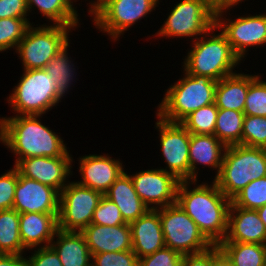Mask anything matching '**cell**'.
<instances>
[{
    "label": "cell",
    "mask_w": 266,
    "mask_h": 266,
    "mask_svg": "<svg viewBox=\"0 0 266 266\" xmlns=\"http://www.w3.org/2000/svg\"><path fill=\"white\" fill-rule=\"evenodd\" d=\"M28 9L26 0H0V19L26 18Z\"/></svg>",
    "instance_id": "60d3db41"
},
{
    "label": "cell",
    "mask_w": 266,
    "mask_h": 266,
    "mask_svg": "<svg viewBox=\"0 0 266 266\" xmlns=\"http://www.w3.org/2000/svg\"><path fill=\"white\" fill-rule=\"evenodd\" d=\"M240 1H242V0H228V8L235 6V4L236 3L238 4V2H240Z\"/></svg>",
    "instance_id": "c3c4849f"
},
{
    "label": "cell",
    "mask_w": 266,
    "mask_h": 266,
    "mask_svg": "<svg viewBox=\"0 0 266 266\" xmlns=\"http://www.w3.org/2000/svg\"><path fill=\"white\" fill-rule=\"evenodd\" d=\"M29 26L26 18L0 19V51L18 46Z\"/></svg>",
    "instance_id": "d6a6232c"
},
{
    "label": "cell",
    "mask_w": 266,
    "mask_h": 266,
    "mask_svg": "<svg viewBox=\"0 0 266 266\" xmlns=\"http://www.w3.org/2000/svg\"><path fill=\"white\" fill-rule=\"evenodd\" d=\"M243 113L266 117V82L259 76L249 85Z\"/></svg>",
    "instance_id": "e575fe53"
},
{
    "label": "cell",
    "mask_w": 266,
    "mask_h": 266,
    "mask_svg": "<svg viewBox=\"0 0 266 266\" xmlns=\"http://www.w3.org/2000/svg\"><path fill=\"white\" fill-rule=\"evenodd\" d=\"M60 193L45 184L22 176L18 181L12 209L22 213H58Z\"/></svg>",
    "instance_id": "5bb4252c"
},
{
    "label": "cell",
    "mask_w": 266,
    "mask_h": 266,
    "mask_svg": "<svg viewBox=\"0 0 266 266\" xmlns=\"http://www.w3.org/2000/svg\"><path fill=\"white\" fill-rule=\"evenodd\" d=\"M104 196L116 204L128 224L149 210L136 193L131 177L125 172L109 187Z\"/></svg>",
    "instance_id": "7402d4cb"
},
{
    "label": "cell",
    "mask_w": 266,
    "mask_h": 266,
    "mask_svg": "<svg viewBox=\"0 0 266 266\" xmlns=\"http://www.w3.org/2000/svg\"><path fill=\"white\" fill-rule=\"evenodd\" d=\"M20 213L15 209L0 211V254L22 255L19 229Z\"/></svg>",
    "instance_id": "484cf974"
},
{
    "label": "cell",
    "mask_w": 266,
    "mask_h": 266,
    "mask_svg": "<svg viewBox=\"0 0 266 266\" xmlns=\"http://www.w3.org/2000/svg\"><path fill=\"white\" fill-rule=\"evenodd\" d=\"M185 76L170 87L159 106L157 116L169 122H181L191 112L215 103L217 81L202 75Z\"/></svg>",
    "instance_id": "277c9868"
},
{
    "label": "cell",
    "mask_w": 266,
    "mask_h": 266,
    "mask_svg": "<svg viewBox=\"0 0 266 266\" xmlns=\"http://www.w3.org/2000/svg\"><path fill=\"white\" fill-rule=\"evenodd\" d=\"M227 230L228 232L222 242L266 245V228L256 210L237 207L231 202L228 211Z\"/></svg>",
    "instance_id": "e0dca14e"
},
{
    "label": "cell",
    "mask_w": 266,
    "mask_h": 266,
    "mask_svg": "<svg viewBox=\"0 0 266 266\" xmlns=\"http://www.w3.org/2000/svg\"><path fill=\"white\" fill-rule=\"evenodd\" d=\"M242 145L266 149V117L245 115Z\"/></svg>",
    "instance_id": "836d02e7"
},
{
    "label": "cell",
    "mask_w": 266,
    "mask_h": 266,
    "mask_svg": "<svg viewBox=\"0 0 266 266\" xmlns=\"http://www.w3.org/2000/svg\"><path fill=\"white\" fill-rule=\"evenodd\" d=\"M184 255L164 247L138 259V266H181Z\"/></svg>",
    "instance_id": "74e56055"
},
{
    "label": "cell",
    "mask_w": 266,
    "mask_h": 266,
    "mask_svg": "<svg viewBox=\"0 0 266 266\" xmlns=\"http://www.w3.org/2000/svg\"><path fill=\"white\" fill-rule=\"evenodd\" d=\"M91 255L132 250L130 225L103 226L91 223L83 231Z\"/></svg>",
    "instance_id": "ffe728a7"
},
{
    "label": "cell",
    "mask_w": 266,
    "mask_h": 266,
    "mask_svg": "<svg viewBox=\"0 0 266 266\" xmlns=\"http://www.w3.org/2000/svg\"><path fill=\"white\" fill-rule=\"evenodd\" d=\"M266 176V149L244 145L227 146L214 182L232 200L243 188Z\"/></svg>",
    "instance_id": "3957f363"
},
{
    "label": "cell",
    "mask_w": 266,
    "mask_h": 266,
    "mask_svg": "<svg viewBox=\"0 0 266 266\" xmlns=\"http://www.w3.org/2000/svg\"><path fill=\"white\" fill-rule=\"evenodd\" d=\"M80 159L81 164L79 168L83 181L77 183L98 191L103 195L124 172L120 161L108 156L89 155L83 156Z\"/></svg>",
    "instance_id": "ac0fdd59"
},
{
    "label": "cell",
    "mask_w": 266,
    "mask_h": 266,
    "mask_svg": "<svg viewBox=\"0 0 266 266\" xmlns=\"http://www.w3.org/2000/svg\"><path fill=\"white\" fill-rule=\"evenodd\" d=\"M160 145L169 173L180 181H190L189 143L191 133L180 122H169L158 116Z\"/></svg>",
    "instance_id": "8fae6325"
},
{
    "label": "cell",
    "mask_w": 266,
    "mask_h": 266,
    "mask_svg": "<svg viewBox=\"0 0 266 266\" xmlns=\"http://www.w3.org/2000/svg\"><path fill=\"white\" fill-rule=\"evenodd\" d=\"M91 223L103 226H118L127 224L116 204L104 195L97 208L94 210Z\"/></svg>",
    "instance_id": "d590c367"
},
{
    "label": "cell",
    "mask_w": 266,
    "mask_h": 266,
    "mask_svg": "<svg viewBox=\"0 0 266 266\" xmlns=\"http://www.w3.org/2000/svg\"><path fill=\"white\" fill-rule=\"evenodd\" d=\"M0 266H26V259L21 255L0 254Z\"/></svg>",
    "instance_id": "ee69618b"
},
{
    "label": "cell",
    "mask_w": 266,
    "mask_h": 266,
    "mask_svg": "<svg viewBox=\"0 0 266 266\" xmlns=\"http://www.w3.org/2000/svg\"><path fill=\"white\" fill-rule=\"evenodd\" d=\"M55 235L58 237L57 242H51L50 246L57 253L63 266H91L89 262L92 255L82 232L58 229Z\"/></svg>",
    "instance_id": "d4e9b609"
},
{
    "label": "cell",
    "mask_w": 266,
    "mask_h": 266,
    "mask_svg": "<svg viewBox=\"0 0 266 266\" xmlns=\"http://www.w3.org/2000/svg\"><path fill=\"white\" fill-rule=\"evenodd\" d=\"M37 118L39 115L0 119V141L18 155L15 165L28 157H70L63 140Z\"/></svg>",
    "instance_id": "7a4b0ae2"
},
{
    "label": "cell",
    "mask_w": 266,
    "mask_h": 266,
    "mask_svg": "<svg viewBox=\"0 0 266 266\" xmlns=\"http://www.w3.org/2000/svg\"><path fill=\"white\" fill-rule=\"evenodd\" d=\"M215 14L200 0H182L171 10L157 35L186 36L201 35L215 30Z\"/></svg>",
    "instance_id": "30bf717a"
},
{
    "label": "cell",
    "mask_w": 266,
    "mask_h": 266,
    "mask_svg": "<svg viewBox=\"0 0 266 266\" xmlns=\"http://www.w3.org/2000/svg\"><path fill=\"white\" fill-rule=\"evenodd\" d=\"M217 113L218 108L212 103L191 112L180 123L191 134L214 135Z\"/></svg>",
    "instance_id": "f546056e"
},
{
    "label": "cell",
    "mask_w": 266,
    "mask_h": 266,
    "mask_svg": "<svg viewBox=\"0 0 266 266\" xmlns=\"http://www.w3.org/2000/svg\"><path fill=\"white\" fill-rule=\"evenodd\" d=\"M71 157H28L21 159L15 167L29 179L56 189L59 193L66 186L65 179L70 174Z\"/></svg>",
    "instance_id": "2e32d148"
},
{
    "label": "cell",
    "mask_w": 266,
    "mask_h": 266,
    "mask_svg": "<svg viewBox=\"0 0 266 266\" xmlns=\"http://www.w3.org/2000/svg\"><path fill=\"white\" fill-rule=\"evenodd\" d=\"M226 148L227 146L215 135L191 134L189 143L190 180L192 179L193 183L196 181V163L218 168L217 177L224 158V153L222 154L221 151L225 152Z\"/></svg>",
    "instance_id": "603a6c76"
},
{
    "label": "cell",
    "mask_w": 266,
    "mask_h": 266,
    "mask_svg": "<svg viewBox=\"0 0 266 266\" xmlns=\"http://www.w3.org/2000/svg\"><path fill=\"white\" fill-rule=\"evenodd\" d=\"M103 194L77 182L67 184L60 192L58 229L82 232L91 224L94 210Z\"/></svg>",
    "instance_id": "9c48e42d"
},
{
    "label": "cell",
    "mask_w": 266,
    "mask_h": 266,
    "mask_svg": "<svg viewBox=\"0 0 266 266\" xmlns=\"http://www.w3.org/2000/svg\"><path fill=\"white\" fill-rule=\"evenodd\" d=\"M158 0H108L94 15L95 26L118 38L155 8Z\"/></svg>",
    "instance_id": "7c38bea8"
},
{
    "label": "cell",
    "mask_w": 266,
    "mask_h": 266,
    "mask_svg": "<svg viewBox=\"0 0 266 266\" xmlns=\"http://www.w3.org/2000/svg\"><path fill=\"white\" fill-rule=\"evenodd\" d=\"M132 251L138 259L165 247L159 212L149 209L143 216L131 222Z\"/></svg>",
    "instance_id": "d6986e66"
},
{
    "label": "cell",
    "mask_w": 266,
    "mask_h": 266,
    "mask_svg": "<svg viewBox=\"0 0 266 266\" xmlns=\"http://www.w3.org/2000/svg\"><path fill=\"white\" fill-rule=\"evenodd\" d=\"M28 9L34 4L38 10L58 25L77 26V12L71 0H26Z\"/></svg>",
    "instance_id": "f1b7e54d"
},
{
    "label": "cell",
    "mask_w": 266,
    "mask_h": 266,
    "mask_svg": "<svg viewBox=\"0 0 266 266\" xmlns=\"http://www.w3.org/2000/svg\"><path fill=\"white\" fill-rule=\"evenodd\" d=\"M63 95L54 80L44 68L24 70V74L14 92L9 96V103L20 115L44 114L59 103Z\"/></svg>",
    "instance_id": "8992f818"
},
{
    "label": "cell",
    "mask_w": 266,
    "mask_h": 266,
    "mask_svg": "<svg viewBox=\"0 0 266 266\" xmlns=\"http://www.w3.org/2000/svg\"><path fill=\"white\" fill-rule=\"evenodd\" d=\"M210 266H234L228 256L218 247H210Z\"/></svg>",
    "instance_id": "7bdbcfd3"
},
{
    "label": "cell",
    "mask_w": 266,
    "mask_h": 266,
    "mask_svg": "<svg viewBox=\"0 0 266 266\" xmlns=\"http://www.w3.org/2000/svg\"><path fill=\"white\" fill-rule=\"evenodd\" d=\"M26 259V266H63L55 250L48 245H43Z\"/></svg>",
    "instance_id": "ab89813d"
},
{
    "label": "cell",
    "mask_w": 266,
    "mask_h": 266,
    "mask_svg": "<svg viewBox=\"0 0 266 266\" xmlns=\"http://www.w3.org/2000/svg\"><path fill=\"white\" fill-rule=\"evenodd\" d=\"M231 202L237 207L251 210L266 205V176L249 183Z\"/></svg>",
    "instance_id": "1f68e13d"
},
{
    "label": "cell",
    "mask_w": 266,
    "mask_h": 266,
    "mask_svg": "<svg viewBox=\"0 0 266 266\" xmlns=\"http://www.w3.org/2000/svg\"><path fill=\"white\" fill-rule=\"evenodd\" d=\"M244 117L243 112L218 109L214 135L226 146L242 145Z\"/></svg>",
    "instance_id": "4316f807"
},
{
    "label": "cell",
    "mask_w": 266,
    "mask_h": 266,
    "mask_svg": "<svg viewBox=\"0 0 266 266\" xmlns=\"http://www.w3.org/2000/svg\"><path fill=\"white\" fill-rule=\"evenodd\" d=\"M13 168L0 177V211L13 207L15 188L18 181V169L15 166Z\"/></svg>",
    "instance_id": "f35d334b"
},
{
    "label": "cell",
    "mask_w": 266,
    "mask_h": 266,
    "mask_svg": "<svg viewBox=\"0 0 266 266\" xmlns=\"http://www.w3.org/2000/svg\"><path fill=\"white\" fill-rule=\"evenodd\" d=\"M257 77L234 73L217 81L215 89L217 108L243 112L249 85Z\"/></svg>",
    "instance_id": "cb8c5ba5"
},
{
    "label": "cell",
    "mask_w": 266,
    "mask_h": 266,
    "mask_svg": "<svg viewBox=\"0 0 266 266\" xmlns=\"http://www.w3.org/2000/svg\"><path fill=\"white\" fill-rule=\"evenodd\" d=\"M221 21L215 17V26L222 28V33L240 59L247 47L266 44V15L239 17L227 24Z\"/></svg>",
    "instance_id": "9a60e30c"
},
{
    "label": "cell",
    "mask_w": 266,
    "mask_h": 266,
    "mask_svg": "<svg viewBox=\"0 0 266 266\" xmlns=\"http://www.w3.org/2000/svg\"><path fill=\"white\" fill-rule=\"evenodd\" d=\"M75 26L55 24L45 27H28L24 38L15 47L22 58L25 70L42 69L68 43V30Z\"/></svg>",
    "instance_id": "ba28073f"
},
{
    "label": "cell",
    "mask_w": 266,
    "mask_h": 266,
    "mask_svg": "<svg viewBox=\"0 0 266 266\" xmlns=\"http://www.w3.org/2000/svg\"><path fill=\"white\" fill-rule=\"evenodd\" d=\"M260 219L262 220L265 228H266V205L262 206L261 208L256 210Z\"/></svg>",
    "instance_id": "7dc6e473"
},
{
    "label": "cell",
    "mask_w": 266,
    "mask_h": 266,
    "mask_svg": "<svg viewBox=\"0 0 266 266\" xmlns=\"http://www.w3.org/2000/svg\"><path fill=\"white\" fill-rule=\"evenodd\" d=\"M203 38V39H202ZM194 40L193 49L184 61L185 71L190 75H202L219 81L234 74L232 69L240 62L231 44L221 32L218 35Z\"/></svg>",
    "instance_id": "5b68a950"
},
{
    "label": "cell",
    "mask_w": 266,
    "mask_h": 266,
    "mask_svg": "<svg viewBox=\"0 0 266 266\" xmlns=\"http://www.w3.org/2000/svg\"><path fill=\"white\" fill-rule=\"evenodd\" d=\"M108 0H97V2L91 4V12L92 14H95Z\"/></svg>",
    "instance_id": "bcb514c9"
},
{
    "label": "cell",
    "mask_w": 266,
    "mask_h": 266,
    "mask_svg": "<svg viewBox=\"0 0 266 266\" xmlns=\"http://www.w3.org/2000/svg\"><path fill=\"white\" fill-rule=\"evenodd\" d=\"M67 47L63 48L56 54L44 67L47 74H50L52 80L55 81L59 92L64 96L65 92L70 87L73 79L74 68H71V61L67 57Z\"/></svg>",
    "instance_id": "4dcf8cb0"
},
{
    "label": "cell",
    "mask_w": 266,
    "mask_h": 266,
    "mask_svg": "<svg viewBox=\"0 0 266 266\" xmlns=\"http://www.w3.org/2000/svg\"><path fill=\"white\" fill-rule=\"evenodd\" d=\"M58 213H22L19 219L20 238L25 249L42 242L50 246L58 230Z\"/></svg>",
    "instance_id": "44dd1931"
},
{
    "label": "cell",
    "mask_w": 266,
    "mask_h": 266,
    "mask_svg": "<svg viewBox=\"0 0 266 266\" xmlns=\"http://www.w3.org/2000/svg\"><path fill=\"white\" fill-rule=\"evenodd\" d=\"M263 266H266V245H265V254H264V262H263Z\"/></svg>",
    "instance_id": "681fc988"
},
{
    "label": "cell",
    "mask_w": 266,
    "mask_h": 266,
    "mask_svg": "<svg viewBox=\"0 0 266 266\" xmlns=\"http://www.w3.org/2000/svg\"><path fill=\"white\" fill-rule=\"evenodd\" d=\"M187 181H180L177 190V203L197 224L204 236L213 244L222 242L227 233L228 211L231 200L218 188L199 185L188 191Z\"/></svg>",
    "instance_id": "6da1fadb"
},
{
    "label": "cell",
    "mask_w": 266,
    "mask_h": 266,
    "mask_svg": "<svg viewBox=\"0 0 266 266\" xmlns=\"http://www.w3.org/2000/svg\"><path fill=\"white\" fill-rule=\"evenodd\" d=\"M181 266H210V248L199 253L184 255Z\"/></svg>",
    "instance_id": "b9f144b4"
},
{
    "label": "cell",
    "mask_w": 266,
    "mask_h": 266,
    "mask_svg": "<svg viewBox=\"0 0 266 266\" xmlns=\"http://www.w3.org/2000/svg\"><path fill=\"white\" fill-rule=\"evenodd\" d=\"M202 1L214 14L215 17H220L223 10L228 9V0H200Z\"/></svg>",
    "instance_id": "f6af8a7d"
},
{
    "label": "cell",
    "mask_w": 266,
    "mask_h": 266,
    "mask_svg": "<svg viewBox=\"0 0 266 266\" xmlns=\"http://www.w3.org/2000/svg\"><path fill=\"white\" fill-rule=\"evenodd\" d=\"M130 177L136 193L149 209H157L149 204L163 208L176 203L180 180L167 169L141 171Z\"/></svg>",
    "instance_id": "4fadbf2b"
},
{
    "label": "cell",
    "mask_w": 266,
    "mask_h": 266,
    "mask_svg": "<svg viewBox=\"0 0 266 266\" xmlns=\"http://www.w3.org/2000/svg\"><path fill=\"white\" fill-rule=\"evenodd\" d=\"M218 247L234 266H263L265 245L241 242H220Z\"/></svg>",
    "instance_id": "83f0119b"
},
{
    "label": "cell",
    "mask_w": 266,
    "mask_h": 266,
    "mask_svg": "<svg viewBox=\"0 0 266 266\" xmlns=\"http://www.w3.org/2000/svg\"><path fill=\"white\" fill-rule=\"evenodd\" d=\"M156 210L162 224L165 247L187 255L213 246L177 202Z\"/></svg>",
    "instance_id": "52a82bcc"
},
{
    "label": "cell",
    "mask_w": 266,
    "mask_h": 266,
    "mask_svg": "<svg viewBox=\"0 0 266 266\" xmlns=\"http://www.w3.org/2000/svg\"><path fill=\"white\" fill-rule=\"evenodd\" d=\"M92 260L91 266H138V257L132 250L94 254Z\"/></svg>",
    "instance_id": "8d00e7d4"
}]
</instances>
